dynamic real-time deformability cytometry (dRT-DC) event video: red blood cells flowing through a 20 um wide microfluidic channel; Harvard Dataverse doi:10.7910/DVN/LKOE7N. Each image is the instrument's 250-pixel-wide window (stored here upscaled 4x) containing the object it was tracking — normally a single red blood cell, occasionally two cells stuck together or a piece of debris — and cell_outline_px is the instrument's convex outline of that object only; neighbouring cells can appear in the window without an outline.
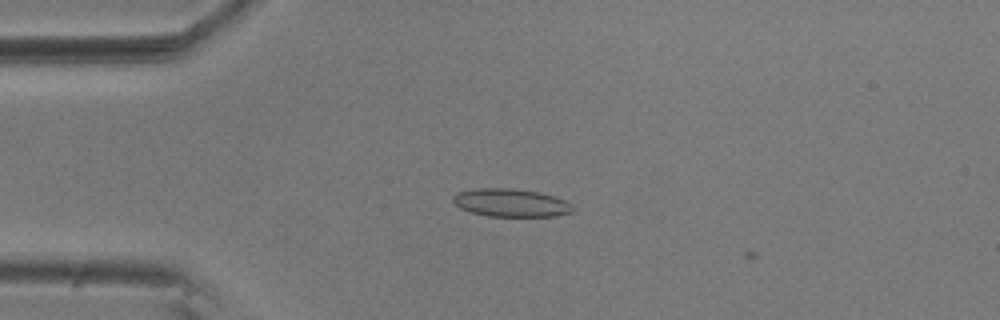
{"species": "common noctule bat (a hibernating species)", "species_latin": "Nyctalus noctula", "temperature_condition": "room temperature", "stored_images_in_passage": 7, "camera_frame_rate_fps": 3000, "um_per_image_px": 0.085, "animal": {"sex": "male", "body_mass_g": 20.5, "forearm_length_mm": 52.5}, "frame": {"image": 1, "passage_image": 4, "time_ms": 1.0, "image_size_px": [1000, 320], "cell_outline_px": [[576, 208], [572, 212], [556, 216], [488, 216], [472, 212], [460, 208], [452, 200], [452, 196], [456, 192], [476, 188], [512, 188], [540, 192], [564, 200], [572, 204]], "centroid_in_image_um": [43.43, 17.23], "position_along_channel_um": 41.6, "area_um2": 19.65}}